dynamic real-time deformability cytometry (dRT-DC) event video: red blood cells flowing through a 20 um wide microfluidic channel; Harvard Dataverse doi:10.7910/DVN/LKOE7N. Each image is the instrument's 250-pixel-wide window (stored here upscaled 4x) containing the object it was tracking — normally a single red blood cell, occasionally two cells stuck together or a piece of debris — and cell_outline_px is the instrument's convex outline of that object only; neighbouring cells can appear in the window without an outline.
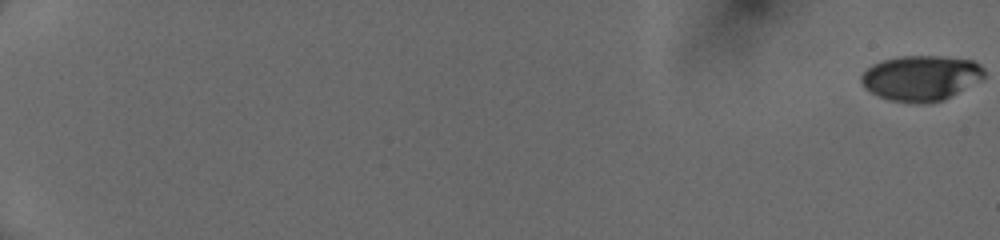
{"species": "human", "species_latin": "Homo sapiens", "temperature_condition": "cold", "stored_images_in_passage": 20, "camera_frame_rate_fps": 3000, "um_per_image_px": 0.085, "donor": {"sex": "female"}, "frame": {"image": 1, "passage_image": 1, "time_ms": 0.0, "image_size_px": [1000, 240], "cell_outline_px": [[984, 76], [980, 80], [944, 100], [928, 104], [920, 104], [892, 100], [880, 96], [864, 88], [860, 80], [860, 76], [872, 64], [884, 60], [900, 56], [940, 56], [972, 60], [980, 64], [984, 68]], "centroid_in_image_um": [78.29, 6.63], "position_along_channel_um": 6.7, "area_um2": 32.43}}
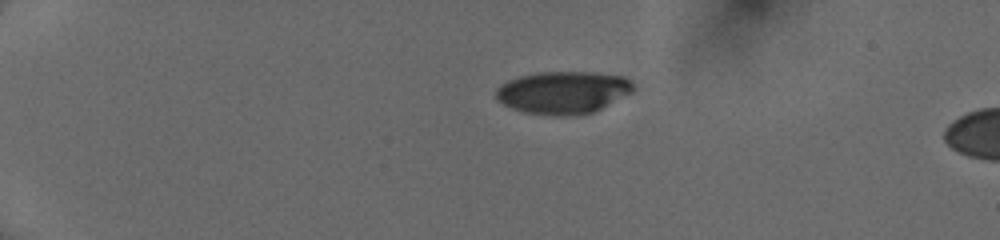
{"frame": {"image": 2, "passage_image": 15, "time_ms": 4.667, "image_size_px": [1000, 240], "cell_outline_px": [[636, 88], [632, 92], [592, 112], [572, 116], [556, 116], [524, 112], [512, 108], [496, 100], [496, 88], [500, 84], [508, 80], [520, 76], [540, 72], [596, 72], [624, 76]], "centroid_in_image_um": [47.84, 7.85], "position_along_channel_um": 37.2, "area_um2": 33.99}}